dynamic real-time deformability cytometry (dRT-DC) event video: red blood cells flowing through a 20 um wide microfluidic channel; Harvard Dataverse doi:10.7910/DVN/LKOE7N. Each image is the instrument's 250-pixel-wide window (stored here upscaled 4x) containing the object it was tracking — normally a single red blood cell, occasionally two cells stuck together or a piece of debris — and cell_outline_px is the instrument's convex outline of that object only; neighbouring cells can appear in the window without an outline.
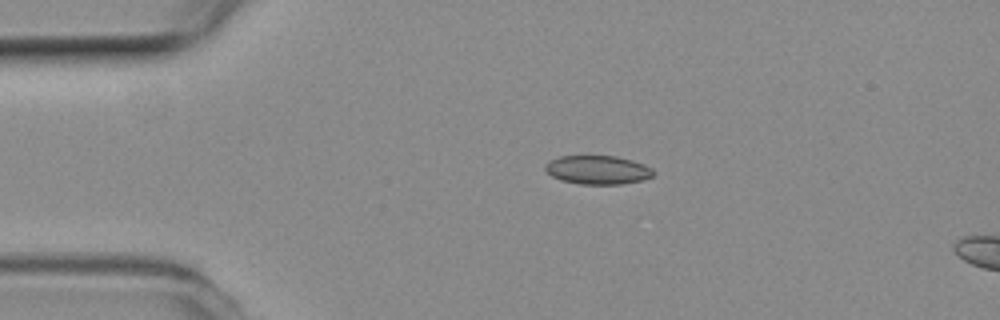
{"species": "common noctule bat (a hibernating species)", "species_latin": "Nyctalus noctula", "temperature_condition": "room temperature", "stored_images_in_passage": 2, "camera_frame_rate_fps": 3000, "um_per_image_px": 0.085, "animal": {"sex": "female", "body_mass_g": 19.3, "forearm_length_mm": 54.1}, "frame": {"image": 1, "passage_image": 1, "time_ms": 0.0, "image_size_px": [1000, 320], "cell_outline_px": [[656, 172], [652, 176], [644, 180], [620, 184], [580, 184], [560, 180], [552, 176], [544, 168], [544, 164], [548, 160], [560, 156], [616, 156], [632, 160], [644, 164], [652, 168]], "centroid_in_image_um": [50.81, 14.44], "position_along_channel_um": 34.2, "area_um2": 18.26}}